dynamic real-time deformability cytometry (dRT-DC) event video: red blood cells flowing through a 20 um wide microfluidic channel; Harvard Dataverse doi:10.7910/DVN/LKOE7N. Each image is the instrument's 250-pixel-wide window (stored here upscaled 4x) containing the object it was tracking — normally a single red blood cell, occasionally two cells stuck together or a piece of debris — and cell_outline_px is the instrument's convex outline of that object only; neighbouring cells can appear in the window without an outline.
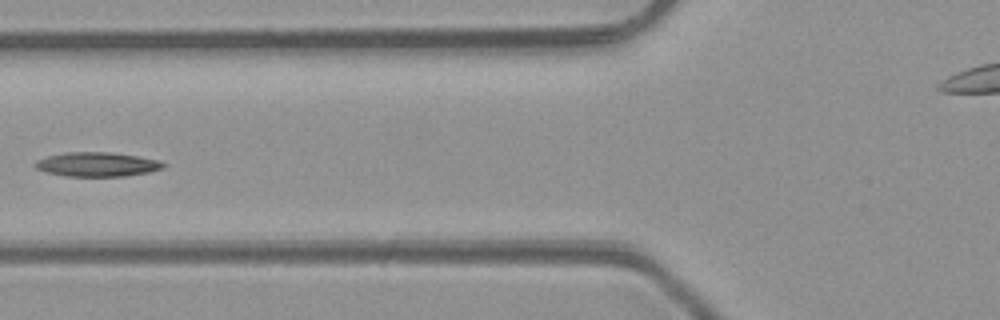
{"species": "common noctule bat (a hibernating species)", "species_latin": "Nyctalus noctula", "temperature_condition": "room temperature", "stored_images_in_passage": 6, "camera_frame_rate_fps": 3000, "um_per_image_px": 0.085, "animal": {"sex": "male", "body_mass_g": 23.1, "forearm_length_mm": 52.7}, "frame": {"image": 1, "passage_image": 5, "time_ms": 5.667, "image_size_px": [1000, 320], "cell_outline_px": [[168, 164], [164, 168], [148, 172], [124, 176], [64, 176], [44, 172], [36, 168], [32, 164], [36, 160], [48, 156], [64, 152], [112, 152], [160, 160]], "centroid_in_image_um": [8.24, 13.97], "position_along_channel_um": 117.6, "area_um2": 18.32}}
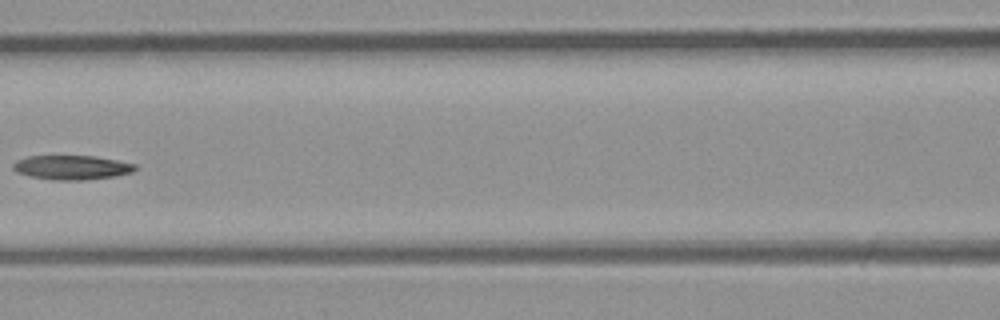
{"frame": {"image": 2, "passage_image": 6, "time_ms": 6.667, "image_size_px": [1000, 320], "cell_outline_px": [[140, 168], [132, 172], [116, 176], [88, 180], [52, 180], [28, 176], [16, 172], [12, 168], [12, 164], [16, 160], [28, 156], [96, 156], [136, 164]], "centroid_in_image_um": [6.11, 14.24], "position_along_channel_um": 160.5, "area_um2": 17.57}}